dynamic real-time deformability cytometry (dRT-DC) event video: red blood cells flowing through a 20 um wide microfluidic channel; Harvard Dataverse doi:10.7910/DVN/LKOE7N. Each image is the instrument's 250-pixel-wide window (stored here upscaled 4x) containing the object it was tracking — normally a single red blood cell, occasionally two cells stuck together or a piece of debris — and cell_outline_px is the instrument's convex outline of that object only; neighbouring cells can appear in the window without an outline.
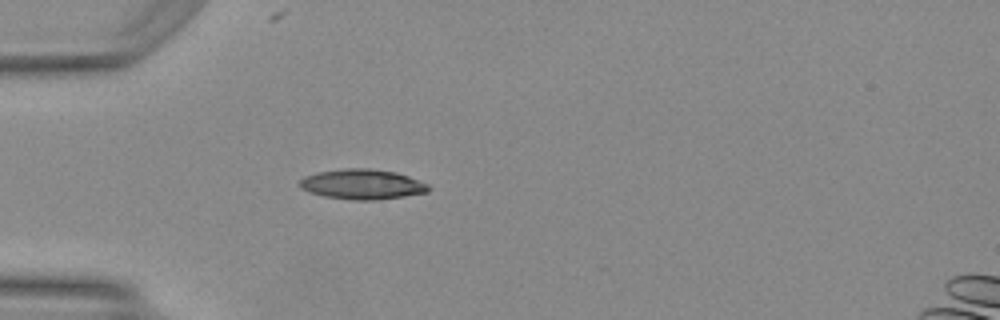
{"species": "Egyptian fruit bat (a non-hibernating species)", "species_latin": "Rousettus aegyptiacus", "temperature_condition": "warm", "stored_images_in_passage": 31, "camera_frame_rate_fps": 3000, "um_per_image_px": 0.085, "animal": {"sex": "female"}, "frame": {"image": 1, "passage_image": 1, "time_ms": 0.0, "image_size_px": [1000, 320], "cell_outline_px": [[432, 188], [428, 192], [404, 196], [372, 200], [352, 200], [324, 196], [308, 192], [300, 188], [296, 184], [304, 176], [316, 172], [348, 168], [368, 168], [396, 172], [408, 176], [428, 184]], "centroid_in_image_um": [30.76, 15.66], "position_along_channel_um": 54.2, "area_um2": 22.72}}
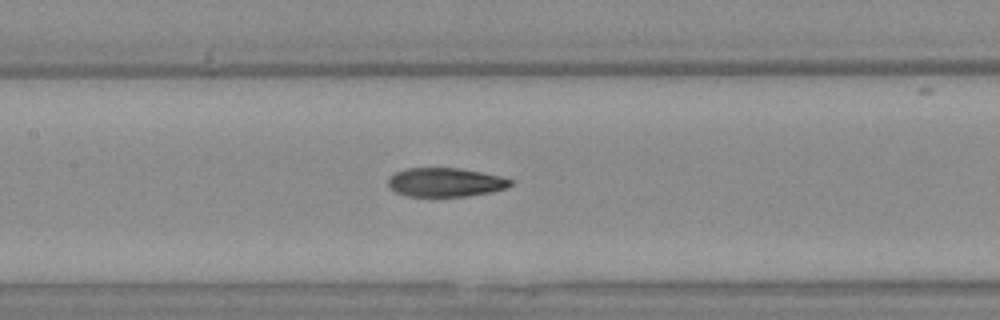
{"frame": {"image": 2, "passage_image": 10, "time_ms": 3.0, "image_size_px": [1000, 320], "cell_outline_px": [[512, 184], [504, 188], [492, 192], [468, 196], [408, 196], [396, 192], [388, 184], [388, 180], [396, 172], [404, 168], [460, 168], [500, 176], [512, 180]], "centroid_in_image_um": [37.86, 15.49], "position_along_channel_um": 169.5, "area_um2": 20.4}}
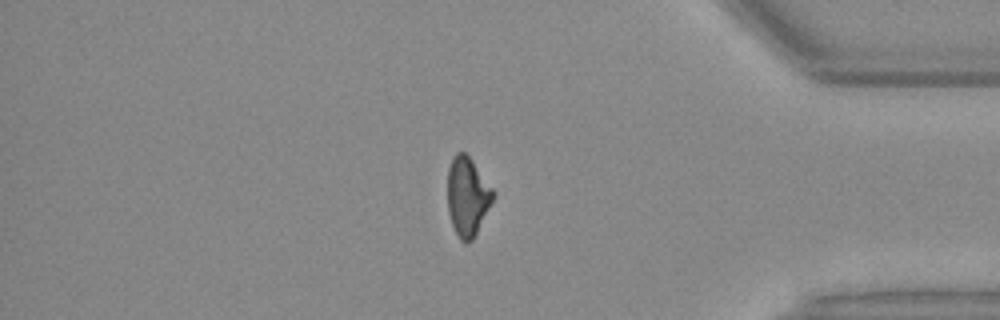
{"frame": {"image": 3, "passage_image": 28, "time_ms": 9.0, "image_size_px": [1000, 320], "cell_outline_px": [[496, 196], [472, 240], [464, 244], [460, 240], [452, 224], [448, 212], [448, 168], [452, 156], [456, 152], [464, 152], [472, 160], [496, 192]], "centroid_in_image_um": [39.74, 16.68], "position_along_channel_um": 395.5, "area_um2": 21.04}, "authors_computed_cell_mechanics": {"area_um2": 21.6172, "velocity_mm_per_s": 4.1961, "shape_relaxation_time_tau1_ms": null, "shape_relaxation_time_tau2_ms": 3.9707, "deformation_change_tau1": null, "deformation_change_tau2": 0.1171}}